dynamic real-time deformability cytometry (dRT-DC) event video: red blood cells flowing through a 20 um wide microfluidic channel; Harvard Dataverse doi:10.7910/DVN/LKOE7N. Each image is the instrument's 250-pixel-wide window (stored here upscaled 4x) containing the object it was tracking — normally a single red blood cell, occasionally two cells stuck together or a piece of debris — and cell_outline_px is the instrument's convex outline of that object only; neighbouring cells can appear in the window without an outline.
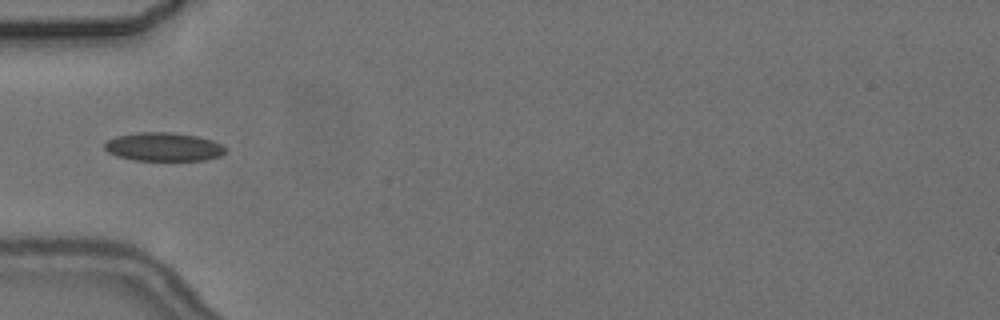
{"species": "common noctule bat (a hibernating species)", "species_latin": "Nyctalus noctula", "temperature_condition": "cold", "stored_images_in_passage": 1, "camera_frame_rate_fps": 3000, "um_per_image_px": 0.085, "animal": {"sex": "female", "body_mass_g": 24.6, "forearm_length_mm": 56.2}, "frame": {"image": 1, "passage_image": 1, "time_ms": 0.0, "image_size_px": [1000, 320], "cell_outline_px": [[228, 148], [220, 156], [204, 160], [136, 160], [116, 156], [108, 152], [104, 148], [104, 144], [108, 140], [116, 136], [140, 132], [172, 132], [196, 136], [212, 140]], "centroid_in_image_um": [13.9, 12.48], "position_along_channel_um": 71.1, "area_um2": 20.06}}